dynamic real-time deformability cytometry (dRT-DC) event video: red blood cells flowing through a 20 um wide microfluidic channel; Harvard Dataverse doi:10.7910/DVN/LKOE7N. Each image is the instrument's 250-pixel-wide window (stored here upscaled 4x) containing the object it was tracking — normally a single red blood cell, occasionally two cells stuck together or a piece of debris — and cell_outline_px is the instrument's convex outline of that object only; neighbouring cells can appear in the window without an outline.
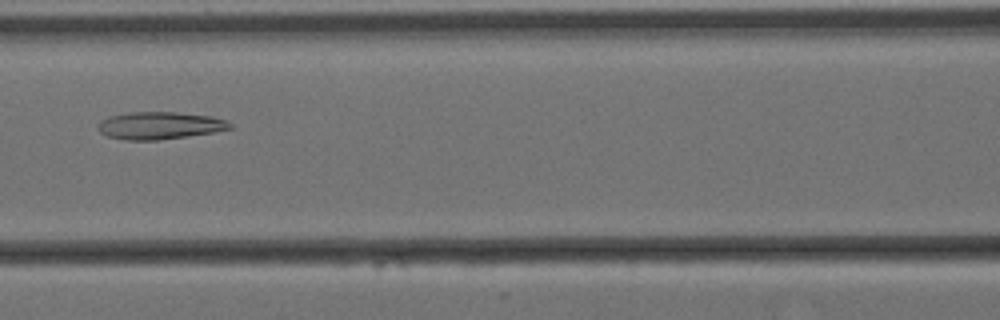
{"species": "Egyptian fruit bat (a non-hibernating species)", "species_latin": "Rousettus aegyptiacus", "temperature_condition": "cold", "stored_images_in_passage": 4, "camera_frame_rate_fps": 3000, "um_per_image_px": 0.085, "animal": {"sex": "female"}, "frame": {"image": 1, "passage_image": 3, "time_ms": 0.667, "image_size_px": [1000, 320], "cell_outline_px": [[232, 128], [212, 132], [156, 140], [128, 140], [108, 136], [100, 132], [100, 120], [112, 116], [128, 112], [176, 112], [212, 116], [224, 120], [232, 124]], "centroid_in_image_um": [13.58, 10.66], "position_along_channel_um": 153.0, "area_um2": 20.63}}
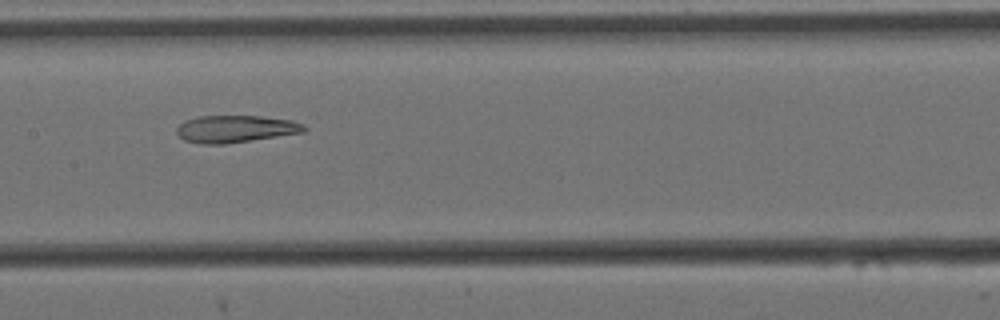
{"frame": {"image": 2, "passage_image": 4, "time_ms": 1.0, "image_size_px": [1000, 320], "cell_outline_px": [[308, 128], [304, 132], [224, 144], [200, 144], [184, 140], [176, 132], [176, 128], [184, 120], [200, 116], [260, 116], [292, 120], [304, 124]], "centroid_in_image_um": [20.01, 10.95], "position_along_channel_um": 187.4, "area_um2": 20.17}}